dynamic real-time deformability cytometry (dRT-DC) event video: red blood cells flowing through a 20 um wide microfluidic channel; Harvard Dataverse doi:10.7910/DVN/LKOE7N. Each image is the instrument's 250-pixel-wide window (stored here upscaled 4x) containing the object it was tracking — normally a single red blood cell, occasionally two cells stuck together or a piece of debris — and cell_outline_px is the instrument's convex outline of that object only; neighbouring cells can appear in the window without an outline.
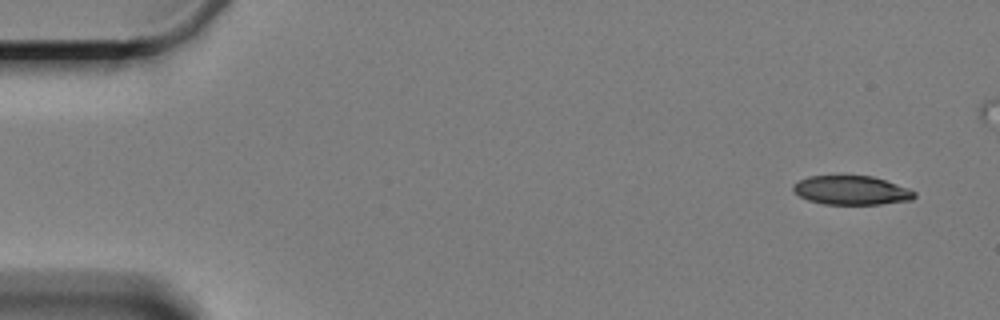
{"species": "Egyptian fruit bat (a non-hibernating species)", "species_latin": "Rousettus aegyptiacus", "temperature_condition": "cold", "stored_images_in_passage": 5, "camera_frame_rate_fps": 3000, "um_per_image_px": 0.085, "animal": {"sex": "female"}, "frame": {"image": 1, "passage_image": 1, "time_ms": 0.0, "image_size_px": [1000, 320], "cell_outline_px": [[916, 196], [912, 200], [880, 204], [824, 204], [808, 200], [792, 192], [792, 184], [808, 176], [872, 176], [908, 188], [916, 192]], "centroid_in_image_um": [72.35, 16.18], "position_along_channel_um": 12.7, "area_um2": 20.46}}
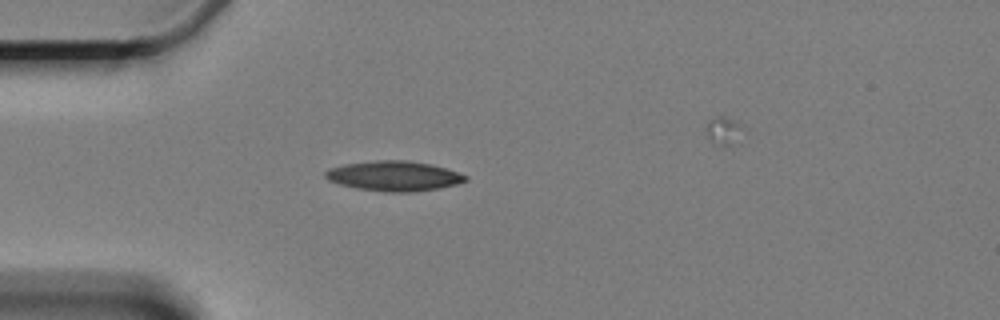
{"frame": {"image": 2, "passage_image": 4, "time_ms": 4.333, "image_size_px": [1000, 320], "cell_outline_px": [[468, 180], [456, 184], [440, 188], [416, 192], [388, 192], [356, 188], [340, 184], [328, 180], [324, 176], [324, 172], [328, 168], [344, 164], [376, 160], [408, 160], [432, 164], [468, 176]], "centroid_in_image_um": [33.47, 14.96], "position_along_channel_um": 51.5, "area_um2": 24.57}}